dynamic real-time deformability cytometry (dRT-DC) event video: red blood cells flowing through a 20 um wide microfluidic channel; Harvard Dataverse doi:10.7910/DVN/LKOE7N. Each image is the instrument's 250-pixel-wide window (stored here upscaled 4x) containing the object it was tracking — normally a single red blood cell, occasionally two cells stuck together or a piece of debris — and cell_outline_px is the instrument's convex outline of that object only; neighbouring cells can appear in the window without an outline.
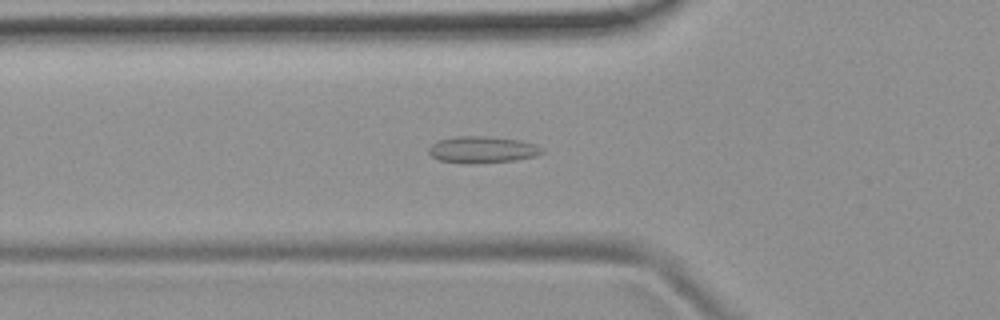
{"species": "common noctule bat (a hibernating species)", "species_latin": "Nyctalus noctula", "temperature_condition": "room temperature", "stored_images_in_passage": 53, "camera_frame_rate_fps": 3000, "um_per_image_px": 0.085, "animal": {"sex": "female", "body_mass_g": 19.9}, "frame": {"image": 1, "passage_image": 18, "time_ms": 5.667, "image_size_px": [1000, 320], "cell_outline_px": [[544, 152], [536, 156], [516, 160], [472, 164], [440, 160], [432, 156], [428, 152], [428, 148], [436, 140], [456, 136], [488, 136], [520, 140], [536, 144], [544, 148]], "centroid_in_image_um": [41.02, 12.71], "position_along_channel_um": 84.8, "area_um2": 17.8}}
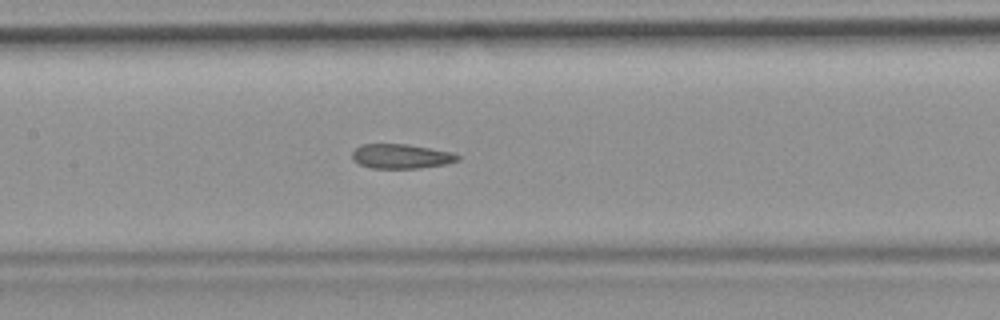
{"frame": {"image": 2, "passage_image": 25, "time_ms": 8.0, "image_size_px": [1000, 320], "cell_outline_px": [[460, 160], [444, 164], [420, 168], [372, 168], [360, 164], [352, 160], [352, 152], [356, 148], [364, 144], [408, 144], [452, 152], [460, 156]], "centroid_in_image_um": [34.1, 13.28], "position_along_channel_um": 173.3, "area_um2": 15.03}}
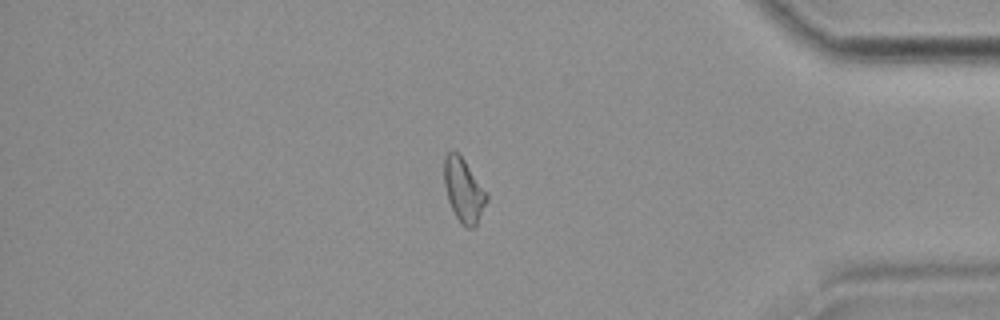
{"frame": {"image": 3, "passage_image": 45, "time_ms": 14.667, "image_size_px": [1000, 320], "cell_outline_px": [[488, 200], [476, 224], [472, 228], [468, 228], [460, 224], [448, 200], [444, 184], [444, 156], [448, 152], [456, 152], [464, 160], [488, 192]], "centroid_in_image_um": [39.42, 16.18], "position_along_channel_um": 395.8, "area_um2": 15.72}, "authors_computed_cell_mechanics": {"area_um2": 16.184, "velocity_mm_per_s": 3.7741, "shape_relaxation_time_tau1_ms": null, "shape_relaxation_time_tau2_ms": 3.3894, "deformation_change_tau1": null, "deformation_change_tau2": 0.0991}}